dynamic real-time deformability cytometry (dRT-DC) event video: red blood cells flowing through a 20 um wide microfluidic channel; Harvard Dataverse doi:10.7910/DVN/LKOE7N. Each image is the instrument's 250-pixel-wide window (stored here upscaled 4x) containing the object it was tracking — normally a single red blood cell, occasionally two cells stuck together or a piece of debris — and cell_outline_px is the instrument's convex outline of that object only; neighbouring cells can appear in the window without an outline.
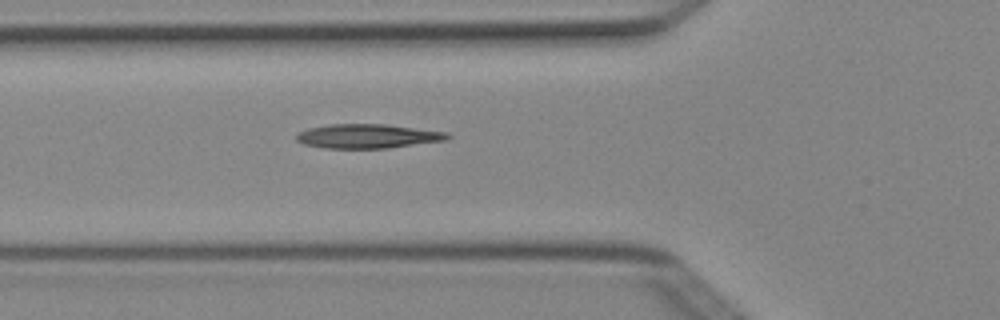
{"species": "Egyptian fruit bat (a non-hibernating species)", "species_latin": "Rousettus aegyptiacus", "temperature_condition": "cold", "stored_images_in_passage": 4, "camera_frame_rate_fps": 3000, "um_per_image_px": 0.085, "animal": {"sex": "female"}, "frame": {"image": 1, "passage_image": 4, "time_ms": 1.0, "image_size_px": [1000, 320], "cell_outline_px": [[452, 136], [448, 140], [388, 148], [324, 148], [304, 144], [296, 140], [296, 136], [300, 132], [308, 128], [328, 124], [388, 124], [448, 132]], "centroid_in_image_um": [31.3, 11.57], "position_along_channel_um": 94.5, "area_um2": 21.44}}